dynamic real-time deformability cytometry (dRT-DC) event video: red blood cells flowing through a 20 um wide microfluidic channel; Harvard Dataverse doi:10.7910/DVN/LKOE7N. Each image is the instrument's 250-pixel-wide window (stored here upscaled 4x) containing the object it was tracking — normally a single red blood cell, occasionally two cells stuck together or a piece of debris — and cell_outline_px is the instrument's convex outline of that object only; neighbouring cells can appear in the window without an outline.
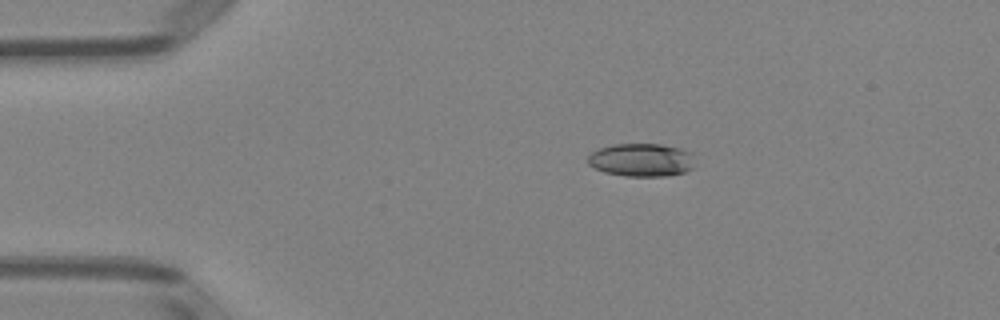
{"species": "Egyptian fruit bat (a non-hibernating species)", "species_latin": "Rousettus aegyptiacus", "temperature_condition": "room temperature", "stored_images_in_passage": 7, "camera_frame_rate_fps": 3000, "um_per_image_px": 0.085, "animal": {"sex": "female"}, "frame": {"image": 1, "passage_image": 3, "time_ms": 2.333, "image_size_px": [1000, 320], "cell_outline_px": [[692, 168], [684, 172], [664, 176], [624, 176], [604, 172], [588, 164], [588, 156], [592, 152], [600, 148], [612, 144], [660, 144], [680, 148], [692, 152]], "centroid_in_image_um": [54.5, 13.59], "position_along_channel_um": 30.5, "area_um2": 20.58}}
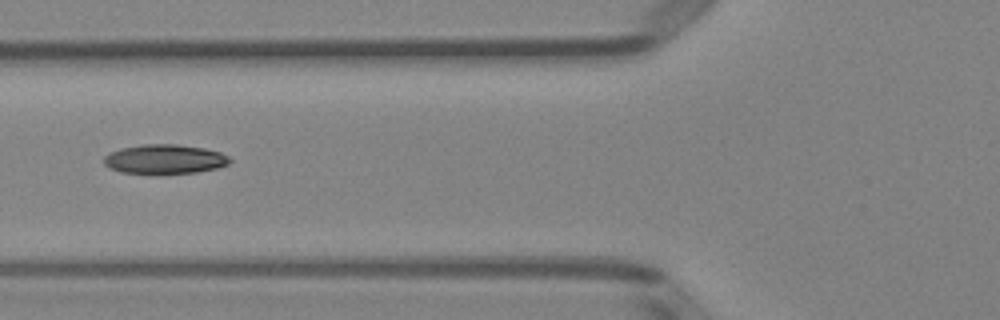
{"frame": {"image": 2, "passage_image": 5, "time_ms": 5.667, "image_size_px": [1000, 320], "cell_outline_px": [[232, 160], [228, 164], [216, 168], [196, 172], [160, 176], [148, 176], [120, 172], [108, 168], [104, 164], [104, 156], [120, 148], [144, 144], [176, 144], [204, 148], [220, 152], [228, 156]], "centroid_in_image_um": [13.96, 13.57], "position_along_channel_um": 111.8, "area_um2": 22.37}}
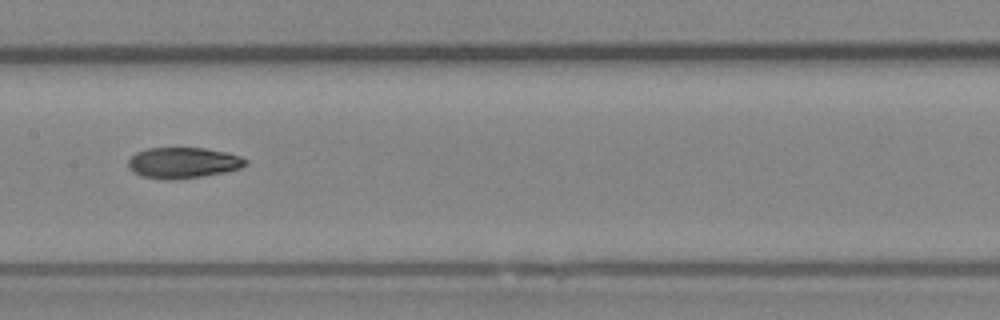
{"frame": {"image": 3, "passage_image": 7, "time_ms": 7.667, "image_size_px": [1000, 320], "cell_outline_px": [[248, 164], [240, 168], [224, 172], [200, 176], [172, 180], [140, 176], [132, 172], [128, 168], [128, 160], [136, 152], [148, 148], [204, 148], [224, 152], [240, 156], [248, 160]], "centroid_in_image_um": [15.54, 13.83], "position_along_channel_um": 191.9, "area_um2": 21.04}}